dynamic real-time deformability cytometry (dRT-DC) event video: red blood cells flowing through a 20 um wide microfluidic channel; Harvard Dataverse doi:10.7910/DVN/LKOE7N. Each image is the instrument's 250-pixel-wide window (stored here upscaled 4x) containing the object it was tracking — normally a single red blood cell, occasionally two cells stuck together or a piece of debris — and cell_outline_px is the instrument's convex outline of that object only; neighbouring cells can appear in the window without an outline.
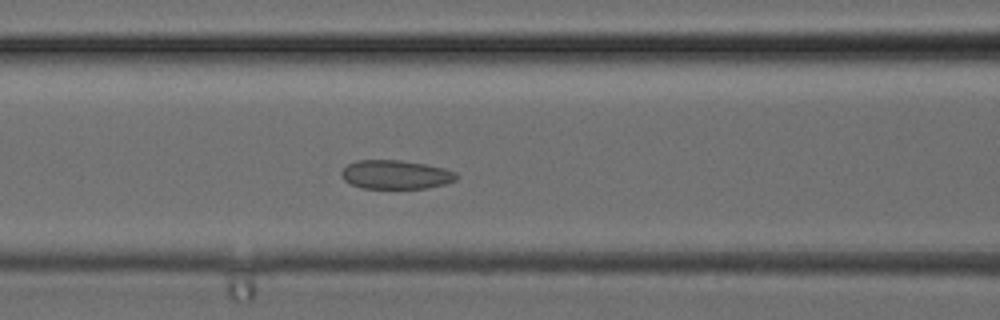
{"species": "common noctule bat (a hibernating species)", "species_latin": "Nyctalus noctula", "temperature_condition": "cold", "stored_images_in_passage": 33, "camera_frame_rate_fps": 3000, "um_per_image_px": 0.085, "animal": {"sex": "female", "body_mass_g": 24.6, "forearm_length_mm": 56.2}, "frame": {"image": 1, "passage_image": 14, "time_ms": 4.333, "image_size_px": [1000, 320], "cell_outline_px": [[460, 176], [456, 180], [444, 184], [428, 188], [360, 188], [344, 180], [340, 176], [340, 172], [348, 164], [356, 160], [400, 160], [424, 164], [444, 168], [456, 172]], "centroid_in_image_um": [33.64, 14.84], "position_along_channel_um": 133.0, "area_um2": 19.42}}
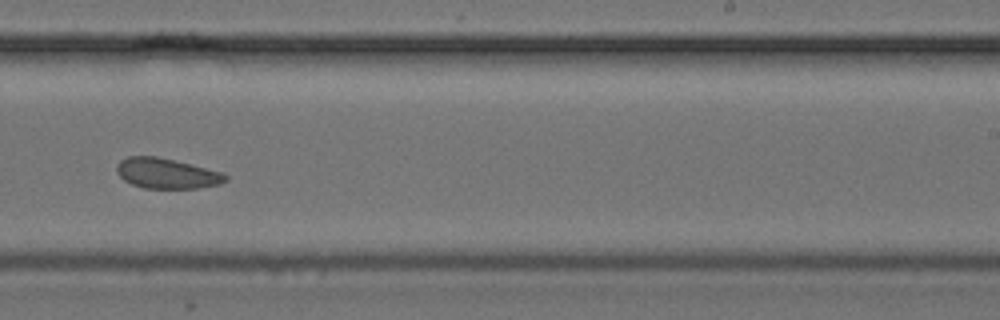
{"frame": {"image": 2, "passage_image": 21, "time_ms": 6.667, "image_size_px": [1000, 320], "cell_outline_px": [[228, 180], [220, 184], [196, 188], [144, 188], [132, 184], [124, 180], [116, 172], [116, 164], [120, 160], [128, 156], [156, 156], [224, 172], [228, 176]], "centroid_in_image_um": [14.17, 14.74], "position_along_channel_um": 274.8, "area_um2": 19.25}}
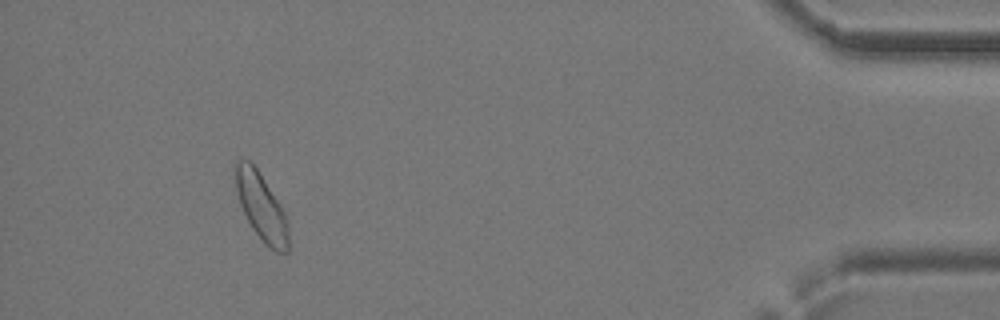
{"frame": {"image": 3, "passage_image": 31, "time_ms": 10.0, "image_size_px": [1000, 320], "cell_outline_px": [[288, 252], [276, 252], [268, 248], [264, 244], [252, 228], [240, 204], [236, 188], [236, 160], [248, 160], [256, 168], [280, 204], [284, 212], [288, 224]], "centroid_in_image_um": [22.23, 17.63], "position_along_channel_um": 413.0, "area_um2": 20.35}}